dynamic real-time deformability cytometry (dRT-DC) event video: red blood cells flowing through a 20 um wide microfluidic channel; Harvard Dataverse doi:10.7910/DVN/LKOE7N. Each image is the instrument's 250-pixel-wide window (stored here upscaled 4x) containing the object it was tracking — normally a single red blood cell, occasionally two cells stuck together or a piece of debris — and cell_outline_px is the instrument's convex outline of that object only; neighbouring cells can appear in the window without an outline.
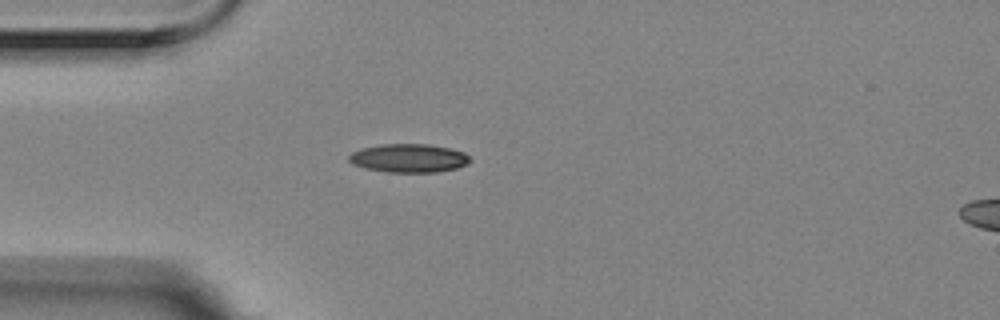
{"species": "Egyptian fruit bat (a non-hibernating species)", "species_latin": "Rousettus aegyptiacus", "temperature_condition": "room temperature", "stored_images_in_passage": 2, "segment_of_instrument_passage": [1, 2], "camera_frame_rate_fps": 3000, "um_per_image_px": 0.085, "animal": {"sex": "female"}, "frame": {"image": 1, "passage_image": 1, "time_ms": 0.0, "image_size_px": [1000, 320], "cell_outline_px": [[472, 160], [468, 164], [456, 168], [436, 172], [388, 172], [364, 168], [352, 164], [348, 160], [348, 156], [352, 152], [364, 148], [384, 144], [428, 144], [448, 148], [464, 152]], "centroid_in_image_um": [34.75, 13.45], "position_along_channel_um": 50.3, "area_um2": 20.06}}